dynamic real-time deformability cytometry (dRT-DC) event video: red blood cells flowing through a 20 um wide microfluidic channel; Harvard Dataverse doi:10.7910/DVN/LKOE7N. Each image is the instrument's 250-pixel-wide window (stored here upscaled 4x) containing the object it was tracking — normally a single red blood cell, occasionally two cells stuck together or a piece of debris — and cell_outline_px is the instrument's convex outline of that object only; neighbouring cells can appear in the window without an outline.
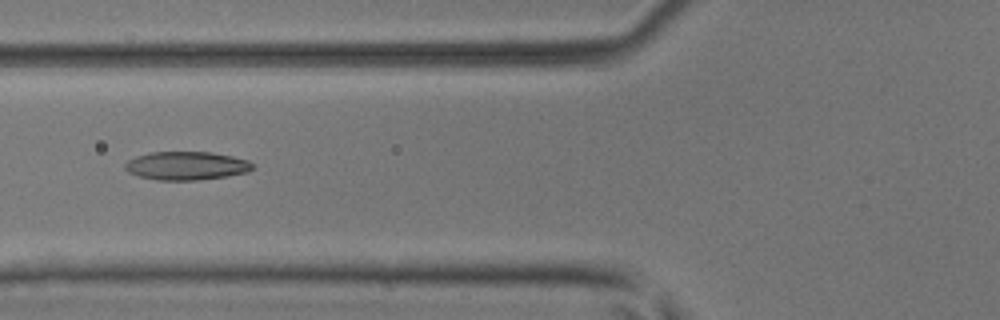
{"species": "common noctule bat (a hibernating species)", "species_latin": "Nyctalus noctula", "temperature_condition": "room temperature", "stored_images_in_passage": 7, "camera_frame_rate_fps": 3000, "um_per_image_px": 0.085, "animal": {"sex": "male", "body_mass_g": 17.9, "forearm_length_mm": 54.2}, "frame": {"image": 1, "passage_image": 6, "time_ms": 1.667, "image_size_px": [1000, 320], "cell_outline_px": [[252, 168], [248, 172], [228, 176], [196, 180], [156, 180], [136, 176], [128, 172], [124, 168], [124, 164], [128, 160], [136, 156], [148, 152], [212, 152], [232, 156], [248, 160], [252, 164]], "centroid_in_image_um": [15.8, 14.09], "position_along_channel_um": 110.0, "area_um2": 21.27}}
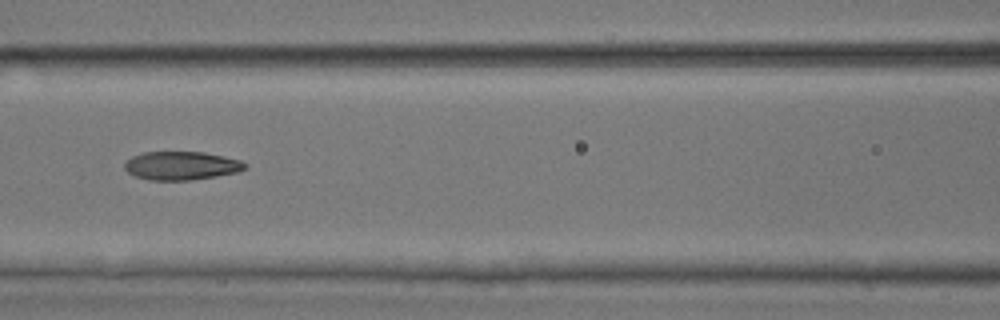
{"frame": {"image": 2, "passage_image": 7, "time_ms": 2.0, "image_size_px": [1000, 320], "cell_outline_px": [[248, 168], [236, 172], [216, 176], [188, 180], [148, 180], [136, 176], [128, 172], [124, 168], [124, 164], [132, 156], [144, 152], [204, 152], [224, 156], [240, 160], [248, 164]], "centroid_in_image_um": [15.43, 14.08], "position_along_channel_um": 151.2, "area_um2": 19.94}}